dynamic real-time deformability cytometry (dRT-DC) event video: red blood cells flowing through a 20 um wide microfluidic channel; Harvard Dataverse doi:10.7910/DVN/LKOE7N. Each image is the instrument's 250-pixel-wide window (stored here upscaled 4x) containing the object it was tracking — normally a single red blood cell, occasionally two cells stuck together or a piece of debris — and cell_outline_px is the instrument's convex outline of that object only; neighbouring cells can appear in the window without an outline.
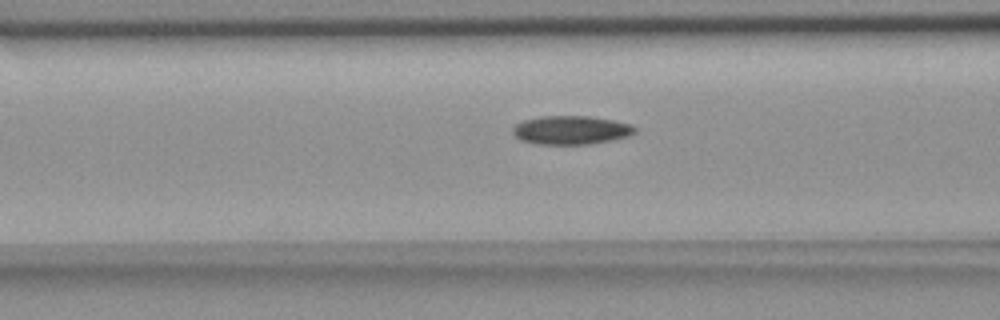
{"species": "common noctule bat (a hibernating species)", "species_latin": "Nyctalus noctula", "temperature_condition": "room temperature", "stored_images_in_passage": 40, "camera_frame_rate_fps": 3000, "um_per_image_px": 0.085, "animal": {"sex": "female", "body_mass_g": 18.4}, "frame": {"image": 1, "passage_image": 14, "time_ms": 4.333, "image_size_px": [1000, 320], "cell_outline_px": [[636, 132], [628, 136], [592, 144], [536, 144], [520, 140], [512, 132], [512, 128], [516, 124], [524, 120], [540, 116], [588, 116], [612, 120], [632, 124], [636, 128]], "centroid_in_image_um": [48.53, 11.06], "position_along_channel_um": 118.1, "area_um2": 20.4}}
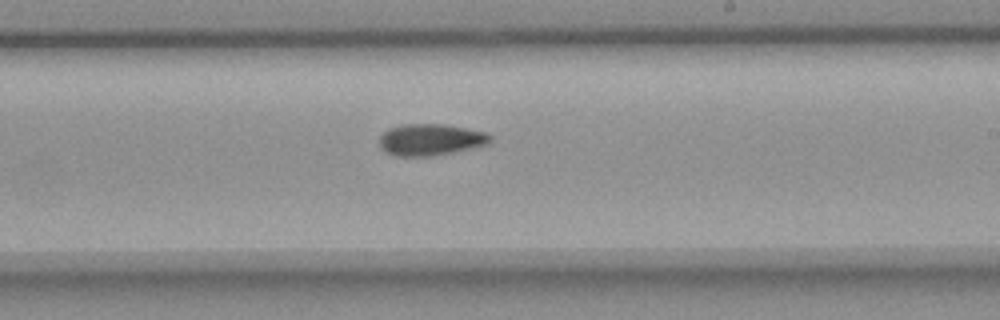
{"frame": {"image": 2, "passage_image": 25, "time_ms": 8.0, "image_size_px": [1000, 320], "cell_outline_px": [[492, 140], [488, 144], [452, 152], [432, 156], [396, 156], [380, 148], [380, 136], [388, 128], [400, 124], [444, 124], [488, 132], [492, 136]], "centroid_in_image_um": [36.61, 11.86], "position_along_channel_um": 252.4, "area_um2": 20.46}}
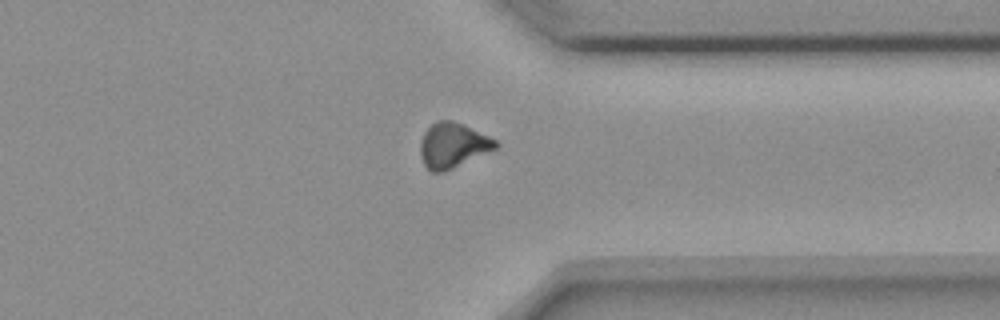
{"frame": {"image": 3, "passage_image": 35, "time_ms": 11.333, "image_size_px": [1000, 320], "cell_outline_px": [[500, 144], [496, 148], [444, 172], [432, 172], [424, 164], [420, 156], [420, 140], [424, 132], [436, 120], [452, 120], [464, 124], [496, 140]], "centroid_in_image_um": [38.46, 12.34], "position_along_channel_um": 372.9, "area_um2": 19.65}}